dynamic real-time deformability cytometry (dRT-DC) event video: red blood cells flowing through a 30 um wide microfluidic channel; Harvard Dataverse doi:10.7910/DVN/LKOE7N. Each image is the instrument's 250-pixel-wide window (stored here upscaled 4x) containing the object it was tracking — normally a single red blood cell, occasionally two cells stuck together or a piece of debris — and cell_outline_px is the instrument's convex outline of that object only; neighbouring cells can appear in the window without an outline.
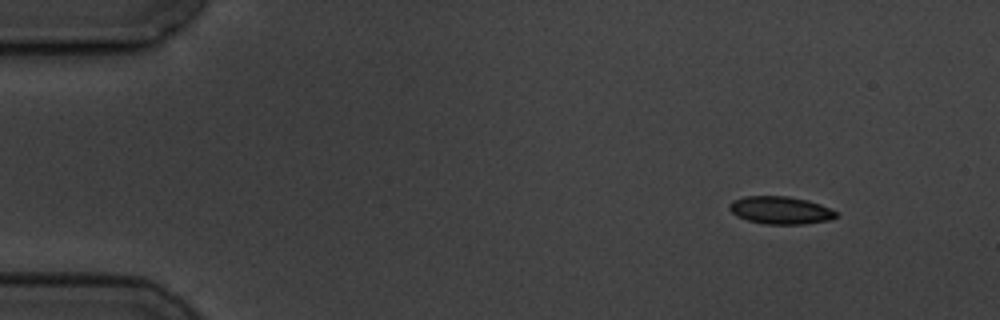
{"species": "common noctule bat (a hibernating species)", "species_latin": "Nyctalus noctula", "temperature_condition": "cold", "stored_images_in_passage": 4, "camera_frame_rate_fps": 3000, "um_per_image_px": 0.085, "animal": {"sex": "male", "body_mass_g": 19.5, "forearm_length_mm": 54.6}, "frame": {"image": 1, "passage_image": 1, "time_ms": 0.0, "image_size_px": [1000, 320], "cell_outline_px": [[836, 216], [828, 220], [804, 224], [764, 224], [748, 220], [736, 216], [728, 208], [728, 204], [732, 200], [744, 196], [788, 196], [808, 200], [820, 204], [836, 212]], "centroid_in_image_um": [66.28, 17.86], "position_along_channel_um": 18.7, "area_um2": 17.17}}
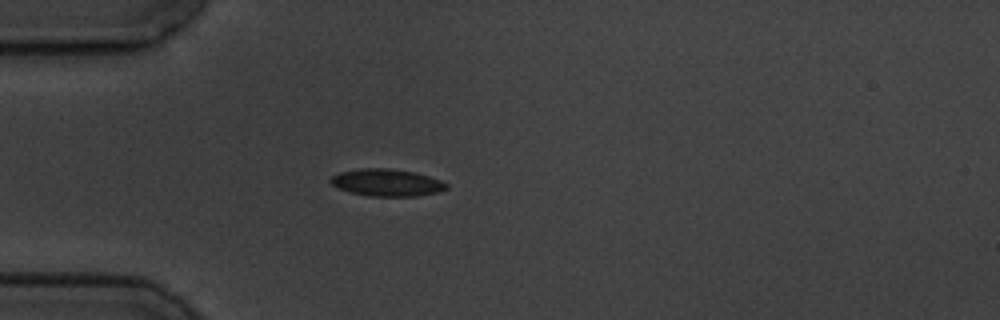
{"frame": {"image": 2, "passage_image": 4, "time_ms": 3.333, "image_size_px": [1000, 320], "cell_outline_px": [[448, 188], [440, 192], [416, 196], [368, 196], [348, 192], [332, 184], [328, 180], [332, 176], [340, 172], [360, 168], [388, 168], [416, 172], [440, 180], [448, 184]], "centroid_in_image_um": [32.89, 15.52], "position_along_channel_um": 52.1, "area_um2": 18.44}}